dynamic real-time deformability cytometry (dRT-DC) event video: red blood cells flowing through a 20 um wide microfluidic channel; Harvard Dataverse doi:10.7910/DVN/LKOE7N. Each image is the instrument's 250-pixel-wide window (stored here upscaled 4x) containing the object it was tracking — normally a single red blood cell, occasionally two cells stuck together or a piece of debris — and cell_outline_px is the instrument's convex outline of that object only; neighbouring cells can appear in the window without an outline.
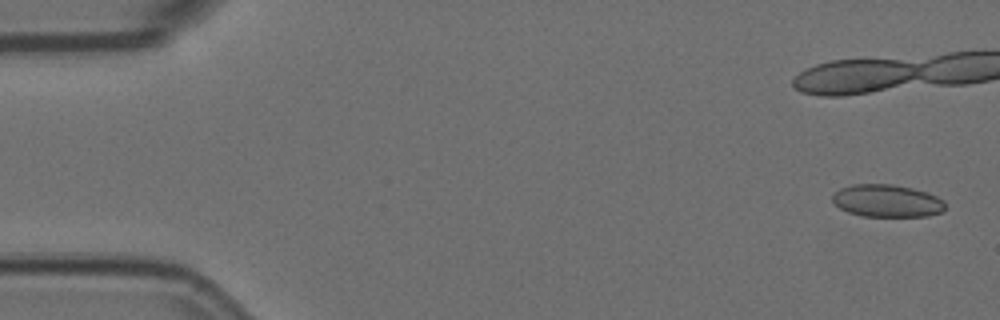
{"species": "Egyptian fruit bat (a non-hibernating species)", "species_latin": "Rousettus aegyptiacus", "temperature_condition": "room temperature", "stored_images_in_passage": 8, "camera_frame_rate_fps": 3000, "um_per_image_px": 0.085, "animal": {"sex": "female"}, "frame": {"image": 1, "passage_image": 1, "time_ms": 0.0, "image_size_px": [1000, 320], "cell_outline_px": [[944, 208], [940, 212], [928, 216], [860, 216], [848, 212], [840, 208], [832, 200], [832, 196], [840, 188], [852, 184], [892, 184], [912, 188], [928, 192], [944, 200]], "centroid_in_image_um": [75.39, 17.06], "position_along_channel_um": 9.6, "area_um2": 21.33}}